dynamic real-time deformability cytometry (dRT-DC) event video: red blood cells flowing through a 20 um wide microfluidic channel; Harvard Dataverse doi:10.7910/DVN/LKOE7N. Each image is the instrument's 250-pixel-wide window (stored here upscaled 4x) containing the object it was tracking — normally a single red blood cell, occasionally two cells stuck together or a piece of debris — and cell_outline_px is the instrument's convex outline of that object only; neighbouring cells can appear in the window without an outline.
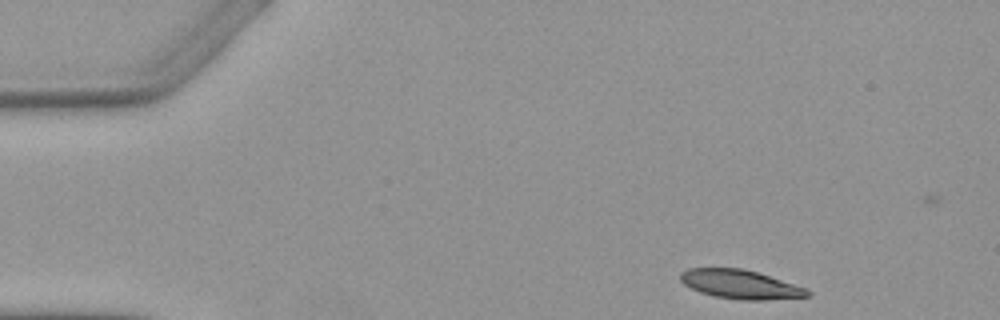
{"species": "Egyptian fruit bat (a non-hibernating species)", "species_latin": "Rousettus aegyptiacus", "temperature_condition": "warm", "stored_images_in_passage": 5, "camera_frame_rate_fps": 3000, "um_per_image_px": 0.085, "animal": {"sex": "female"}, "frame": {"image": 1, "passage_image": 1, "time_ms": 0.0, "image_size_px": [1000, 320], "cell_outline_px": [[812, 292], [808, 296], [764, 300], [740, 300], [712, 296], [700, 292], [684, 284], [680, 280], [680, 272], [688, 268], [744, 268], [808, 288]], "centroid_in_image_um": [62.93, 24.17], "position_along_channel_um": 22.1, "area_um2": 21.5}}
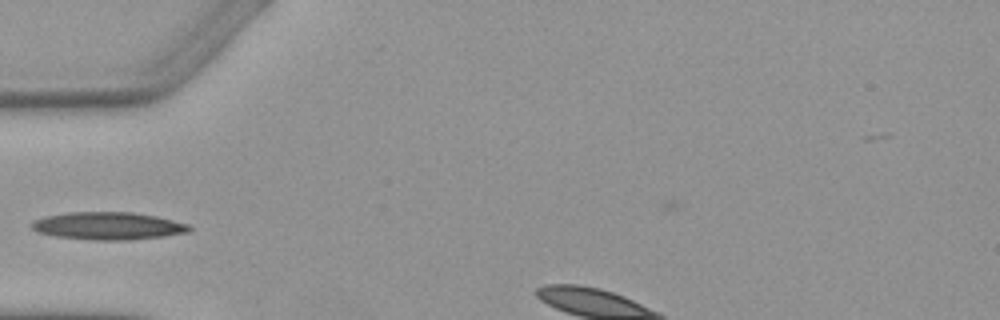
{"frame": {"image": 2, "passage_image": 4, "time_ms": 3.667, "image_size_px": [1000, 320], "cell_outline_px": [[192, 228], [188, 232], [164, 236], [128, 240], [92, 240], [52, 236], [36, 232], [28, 224], [32, 220], [44, 216], [68, 212], [132, 212], [156, 216], [188, 224]], "centroid_in_image_um": [9.11, 19.2], "position_along_channel_um": 75.9, "area_um2": 25.61}}
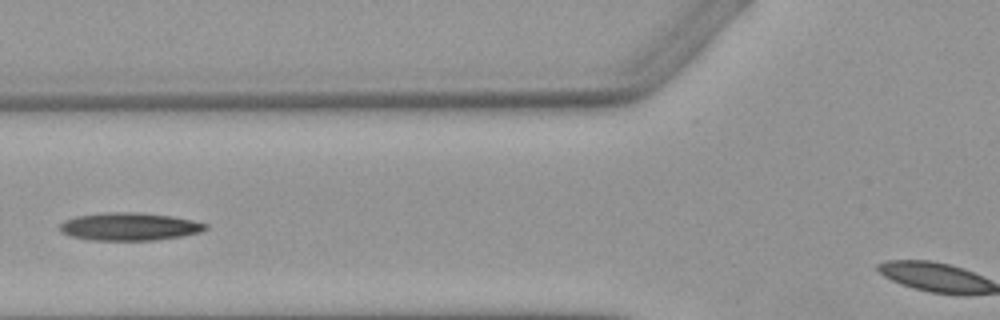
{"frame": {"image": 3, "passage_image": 5, "time_ms": 4.667, "image_size_px": [1000, 320], "cell_outline_px": [[208, 228], [200, 232], [180, 236], [156, 240], [92, 240], [72, 236], [60, 232], [60, 224], [64, 220], [76, 216], [104, 212], [136, 212], [172, 216], [192, 220], [208, 224]], "centroid_in_image_um": [10.99, 19.25], "position_along_channel_um": 114.8, "area_um2": 23.58}}